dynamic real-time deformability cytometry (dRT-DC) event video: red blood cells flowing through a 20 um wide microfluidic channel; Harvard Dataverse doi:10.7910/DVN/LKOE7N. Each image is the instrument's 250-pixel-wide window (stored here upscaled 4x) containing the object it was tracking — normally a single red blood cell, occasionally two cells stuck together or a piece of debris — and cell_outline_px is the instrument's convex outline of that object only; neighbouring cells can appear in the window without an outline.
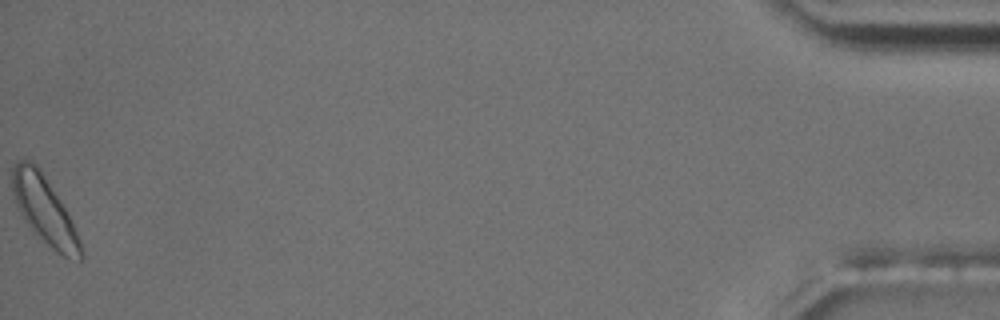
{"species": "common noctule bat (a hibernating species)", "species_latin": "Nyctalus noctula", "temperature_condition": "room temperature", "stored_images_in_passage": 53, "camera_frame_rate_fps": 3000, "um_per_image_px": 0.085, "animal": {"sex": "male", "body_mass_g": 17.5, "forearm_length_mm": 52.3}, "frame": {"image": 1, "passage_image": 53, "time_ms": 17.333, "image_size_px": [1000, 320], "cell_outline_px": [[84, 256], [80, 260], [64, 256], [56, 252], [32, 232], [16, 204], [12, 192], [12, 168], [16, 160], [28, 160], [36, 164], [64, 208], [80, 240], [84, 252]], "centroid_in_image_um": [3.75, 17.88], "position_along_channel_um": 431.5, "area_um2": 26.24}, "authors_computed_cell_mechanics": {"area_um2": 20.4034, "velocity_mm_per_s": 3.622, "shape_relaxation_time_tau1_ms": 10.1984, "shape_relaxation_time_tau2_ms": null, "deformation_change_tau1": 0.1958, "deformation_change_tau2": null}}